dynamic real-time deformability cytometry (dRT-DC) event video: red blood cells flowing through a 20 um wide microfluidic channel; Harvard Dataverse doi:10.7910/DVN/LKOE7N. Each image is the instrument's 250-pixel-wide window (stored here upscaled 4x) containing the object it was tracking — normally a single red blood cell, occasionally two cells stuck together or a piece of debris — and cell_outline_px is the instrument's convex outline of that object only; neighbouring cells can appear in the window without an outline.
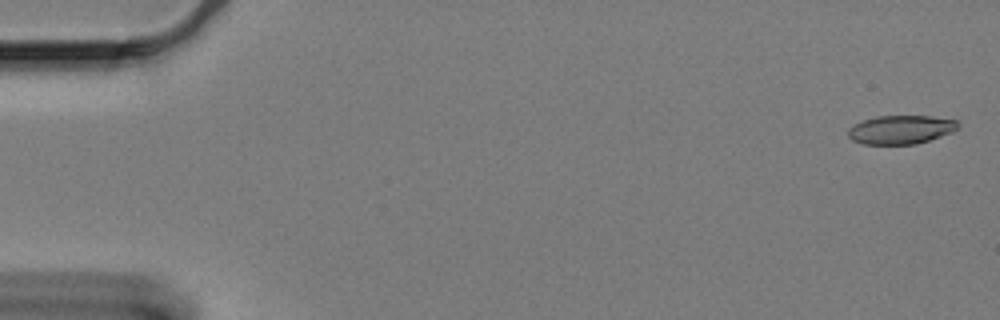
{"species": "Egyptian fruit bat (a non-hibernating species)", "species_latin": "Rousettus aegyptiacus", "temperature_condition": "cold", "stored_images_in_passage": 62, "camera_frame_rate_fps": 3000, "um_per_image_px": 0.085, "animal": {"sex": "female"}, "frame": {"image": 1, "passage_image": 2, "time_ms": 0.333, "image_size_px": [1000, 320], "cell_outline_px": [[960, 128], [952, 132], [916, 144], [864, 144], [852, 140], [848, 136], [848, 128], [852, 124], [876, 116], [932, 116], [956, 120], [960, 124]], "centroid_in_image_um": [76.57, 11.01], "position_along_channel_um": 8.4, "area_um2": 18.44}}
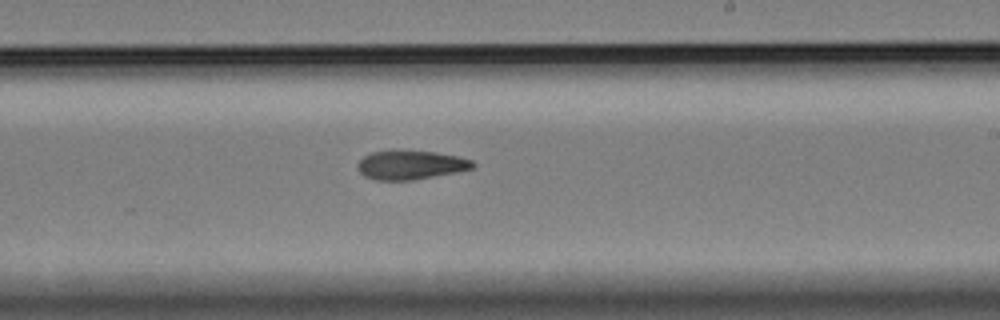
{"frame": {"image": 2, "passage_image": 37, "time_ms": 12.0, "image_size_px": [1000, 320], "cell_outline_px": [[476, 164], [472, 168], [456, 172], [412, 180], [376, 180], [364, 176], [360, 172], [356, 164], [364, 156], [372, 152], [392, 148], [396, 148], [436, 152], [460, 156], [472, 160]], "centroid_in_image_um": [34.88, 13.98], "position_along_channel_um": 254.1, "area_um2": 20.0}}
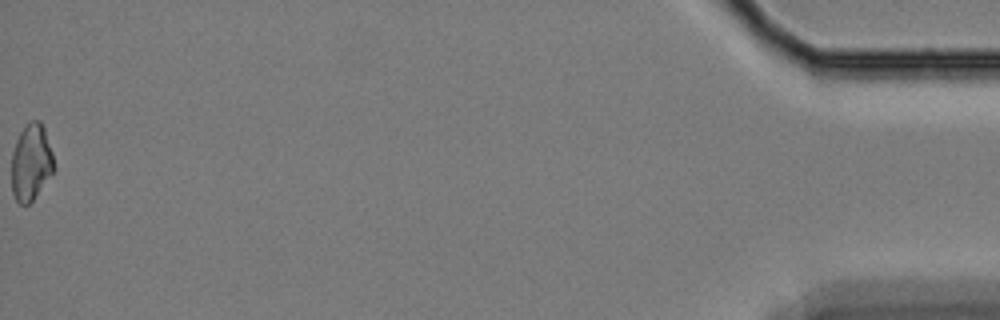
{"frame": {"image": 3, "passage_image": 62, "time_ms": 20.333, "image_size_px": [1000, 320], "cell_outline_px": [[56, 168], [32, 200], [28, 204], [20, 204], [16, 200], [12, 192], [12, 152], [16, 140], [20, 132], [32, 120], [40, 120], [44, 128], [52, 152]], "centroid_in_image_um": [2.65, 13.79], "position_along_channel_um": 432.6, "area_um2": 18.73}, "authors_computed_cell_mechanics": {"area_um2": 19.7098, "velocity_mm_per_s": 3.2884, "shape_relaxation_time_tau1_ms": null, "shape_relaxation_time_tau2_ms": 8.4327, "deformation_change_tau1": null, "deformation_change_tau2": 0.1586}}